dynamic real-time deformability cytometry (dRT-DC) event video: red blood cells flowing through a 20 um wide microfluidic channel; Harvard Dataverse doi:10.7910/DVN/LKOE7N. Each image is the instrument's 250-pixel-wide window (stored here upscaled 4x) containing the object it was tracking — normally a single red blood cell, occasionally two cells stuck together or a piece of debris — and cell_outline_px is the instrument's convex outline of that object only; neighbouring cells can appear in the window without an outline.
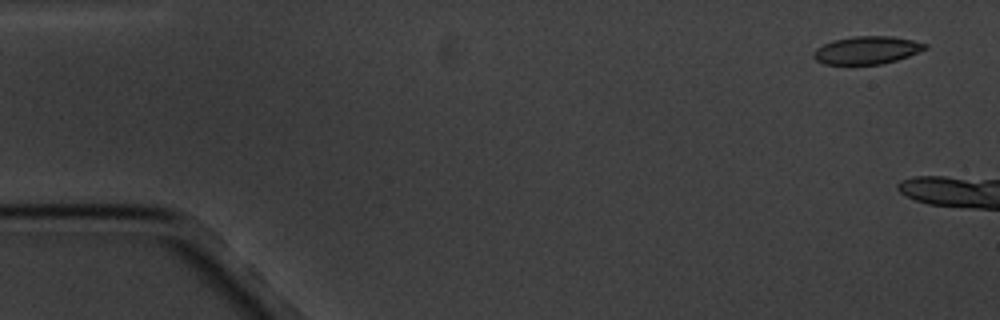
{"species": "common noctule bat (a hibernating species)", "species_latin": "Nyctalus noctula", "temperature_condition": "cold", "stored_images_in_passage": 3, "camera_frame_rate_fps": 3000, "um_per_image_px": 0.085, "animal": {"sex": "male", "body_mass_g": 20.1, "forearm_length_mm": 53.5}, "frame": {"image": 1, "passage_image": 1, "time_ms": 0.0, "image_size_px": [1000, 320], "cell_outline_px": [[928, 48], [908, 56], [896, 60], [880, 64], [824, 64], [816, 60], [812, 56], [812, 52], [816, 48], [832, 40], [852, 36], [892, 36], [912, 40], [928, 44]], "centroid_in_image_um": [73.66, 4.26], "position_along_channel_um": 11.3, "area_um2": 18.09}}